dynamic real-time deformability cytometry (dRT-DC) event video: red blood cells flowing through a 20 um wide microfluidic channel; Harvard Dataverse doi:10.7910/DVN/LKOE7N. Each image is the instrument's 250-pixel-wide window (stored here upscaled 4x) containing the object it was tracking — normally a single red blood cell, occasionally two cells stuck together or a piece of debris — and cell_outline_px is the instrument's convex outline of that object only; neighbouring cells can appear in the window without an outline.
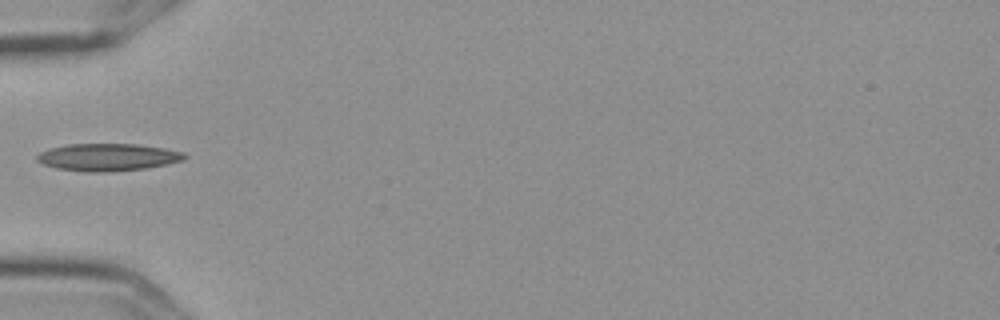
{"species": "Egyptian fruit bat (a non-hibernating species)", "species_latin": "Rousettus aegyptiacus", "temperature_condition": "cold", "stored_images_in_passage": 7, "camera_frame_rate_fps": 3000, "um_per_image_px": 0.085, "frame": {"image": 1, "passage_image": 6, "time_ms": 1.667, "image_size_px": [1000, 320], "cell_outline_px": [[188, 156], [184, 160], [144, 168], [104, 172], [84, 172], [56, 168], [44, 164], [36, 160], [36, 156], [40, 152], [48, 148], [68, 144], [136, 144], [164, 148], [184, 152]], "centroid_in_image_um": [9.13, 13.35], "position_along_channel_um": 75.9, "area_um2": 23.47}}
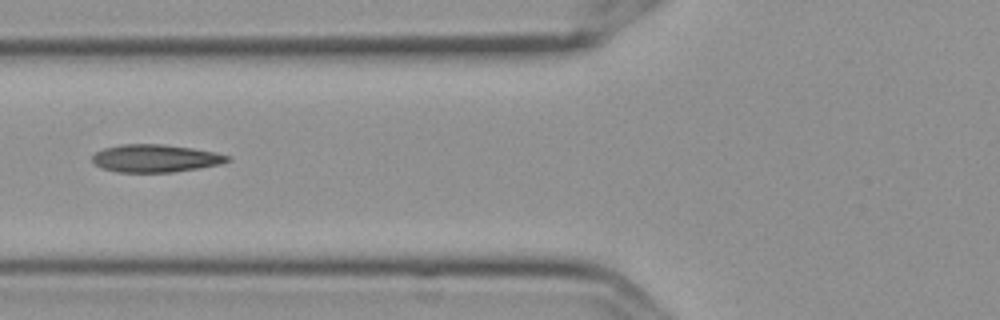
{"frame": {"image": 2, "passage_image": 7, "time_ms": 2.0, "image_size_px": [1000, 320], "cell_outline_px": [[232, 160], [220, 164], [172, 172], [116, 172], [100, 168], [92, 160], [92, 156], [96, 152], [104, 148], [120, 144], [164, 144], [192, 148], [216, 152], [228, 156]], "centroid_in_image_um": [13.18, 13.45], "position_along_channel_um": 112.6, "area_um2": 21.79}}